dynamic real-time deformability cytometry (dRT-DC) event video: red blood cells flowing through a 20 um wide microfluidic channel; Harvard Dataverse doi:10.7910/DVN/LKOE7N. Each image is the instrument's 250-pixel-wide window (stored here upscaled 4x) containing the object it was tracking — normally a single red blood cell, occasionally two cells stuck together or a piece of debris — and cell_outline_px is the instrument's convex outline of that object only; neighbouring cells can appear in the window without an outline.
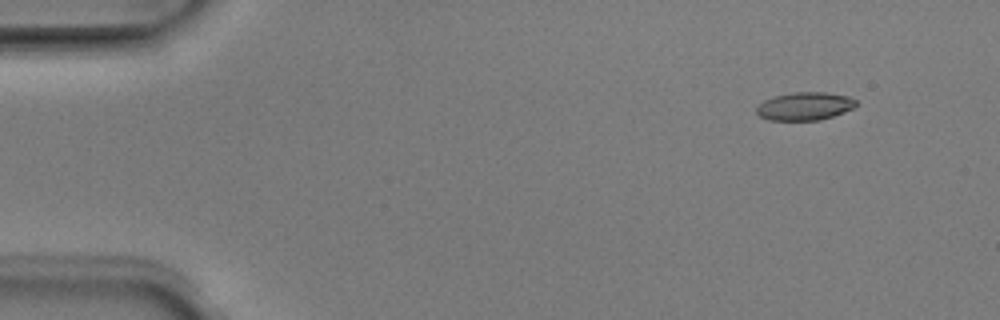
{"species": "Egyptian fruit bat (a non-hibernating species)", "species_latin": "Rousettus aegyptiacus", "temperature_condition": "room temperature", "stored_images_in_passage": 3, "camera_frame_rate_fps": 3000, "um_per_image_px": 0.085, "animal": {"sex": "male"}, "frame": {"image": 1, "passage_image": 1, "time_ms": 0.0, "image_size_px": [1000, 320], "cell_outline_px": [[856, 104], [852, 108], [844, 112], [820, 120], [768, 120], [760, 116], [756, 112], [756, 108], [764, 100], [776, 96], [796, 92], [824, 92], [848, 96], [856, 100]], "centroid_in_image_um": [68.4, 9.03], "position_along_channel_um": 16.6, "area_um2": 16.07}}
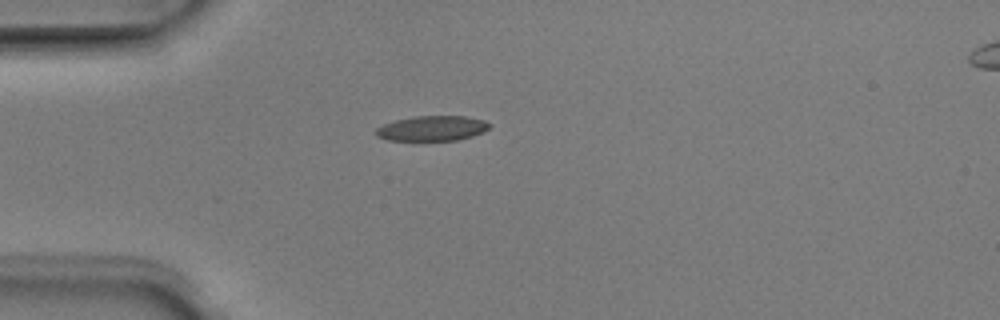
{"frame": {"image": 2, "passage_image": 3, "time_ms": 0.667, "image_size_px": [1000, 320], "cell_outline_px": [[492, 124], [484, 132], [472, 136], [456, 140], [388, 140], [376, 136], [376, 128], [384, 124], [396, 120], [416, 116], [464, 116], [484, 120]], "centroid_in_image_um": [36.75, 10.91], "position_along_channel_um": 48.2, "area_um2": 16.47}}